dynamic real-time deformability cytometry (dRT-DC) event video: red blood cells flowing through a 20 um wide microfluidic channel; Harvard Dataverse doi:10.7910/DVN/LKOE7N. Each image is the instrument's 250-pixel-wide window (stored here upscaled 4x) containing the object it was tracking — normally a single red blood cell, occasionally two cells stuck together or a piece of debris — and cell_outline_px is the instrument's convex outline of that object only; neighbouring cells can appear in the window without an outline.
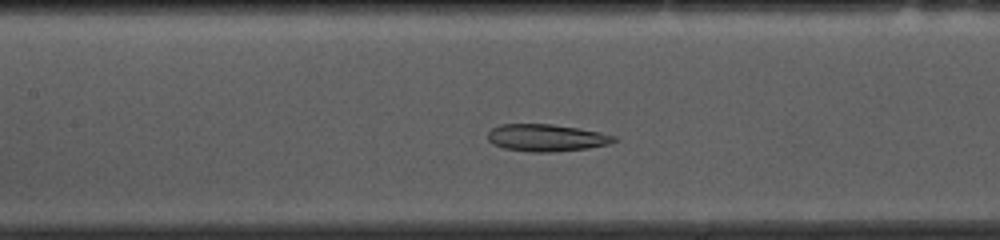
{"species": "common noctule bat (a hibernating species)", "species_latin": "Nyctalus noctula", "temperature_condition": "cold", "stored_images_in_passage": 40, "camera_frame_rate_fps": 3000, "um_per_image_px": 0.085, "animal": {"sex": "female", "body_mass_g": 10.0, "forearm_length_mm": 53.1}, "frame": {"image": 1, "passage_image": 19, "time_ms": 6.0, "image_size_px": [1000, 240], "cell_outline_px": [[616, 140], [608, 144], [588, 148], [552, 152], [528, 152], [504, 148], [492, 144], [488, 140], [488, 132], [492, 128], [500, 124], [552, 124], [600, 132], [616, 136]], "centroid_in_image_um": [46.41, 11.71], "position_along_channel_um": 161.0, "area_um2": 19.94}}
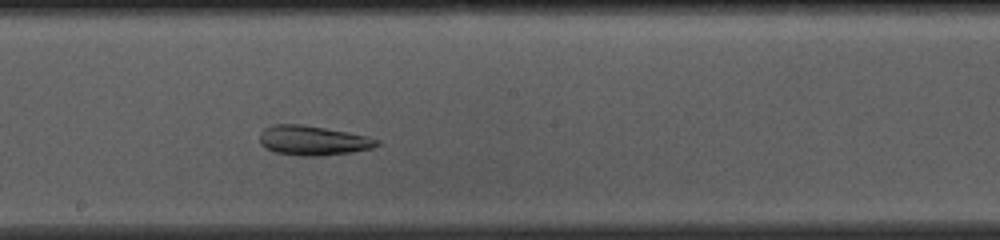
{"frame": {"image": 2, "passage_image": 24, "time_ms": 7.667, "image_size_px": [1000, 240], "cell_outline_px": [[380, 144], [372, 148], [352, 152], [320, 156], [300, 156], [276, 152], [264, 148], [260, 144], [260, 132], [264, 128], [272, 124], [300, 124], [324, 128], [368, 136], [380, 140]], "centroid_in_image_um": [26.58, 11.94], "position_along_channel_um": 221.6, "area_um2": 20.29}}
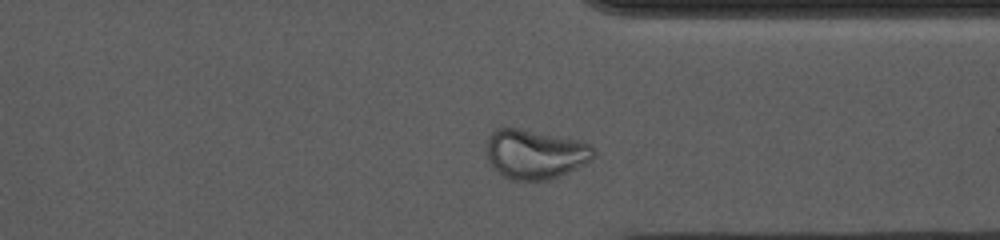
{"frame": {"image": 3, "passage_image": 36, "time_ms": 11.667, "image_size_px": [1000, 240], "cell_outline_px": [[596, 152], [584, 164], [568, 172], [548, 180], [512, 180], [504, 176], [488, 160], [488, 136], [496, 128], [516, 128], [576, 140], [592, 144]], "centroid_in_image_um": [45.49, 13.1], "position_along_channel_um": 365.9, "area_um2": 30.17}, "authors_computed_cell_mechanics": {"area_um2": 22.9177, "velocity_mm_per_s": 3.6521, "shape_relaxation_time_tau1_ms": null, "shape_relaxation_time_tau2_ms": 1.3203, "deformation_change_tau1": null, "deformation_change_tau2": 0.0695}}